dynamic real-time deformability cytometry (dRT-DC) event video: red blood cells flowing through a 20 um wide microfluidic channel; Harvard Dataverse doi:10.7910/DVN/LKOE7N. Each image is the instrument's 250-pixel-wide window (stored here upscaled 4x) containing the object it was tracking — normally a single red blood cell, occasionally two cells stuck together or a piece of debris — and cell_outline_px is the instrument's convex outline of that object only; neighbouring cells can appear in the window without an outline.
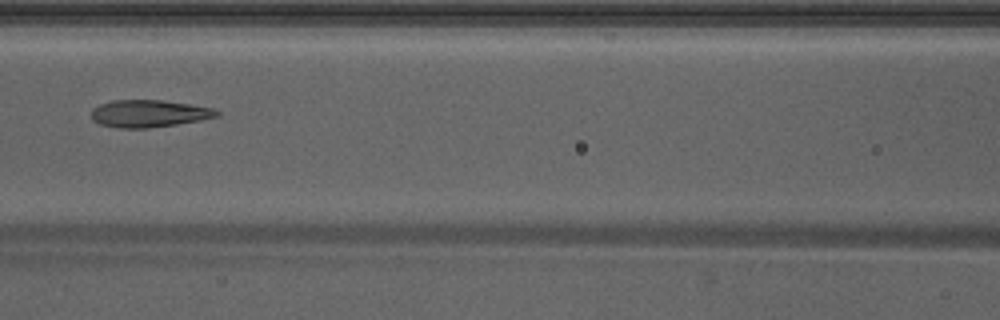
{"species": "Egyptian fruit bat (a non-hibernating species)", "species_latin": "Rousettus aegyptiacus", "temperature_condition": "warm", "stored_images_in_passage": 37, "camera_frame_rate_fps": 3000, "um_per_image_px": 0.085, "animal": {"sex": "male"}, "frame": {"image": 1, "passage_image": 11, "time_ms": 3.333, "image_size_px": [1000, 320], "cell_outline_px": [[220, 116], [200, 120], [176, 124], [148, 128], [120, 128], [100, 124], [92, 120], [92, 108], [100, 104], [112, 100], [160, 100], [188, 104], [212, 108], [220, 112]], "centroid_in_image_um": [12.64, 9.65], "position_along_channel_um": 154.0, "area_um2": 19.83}}
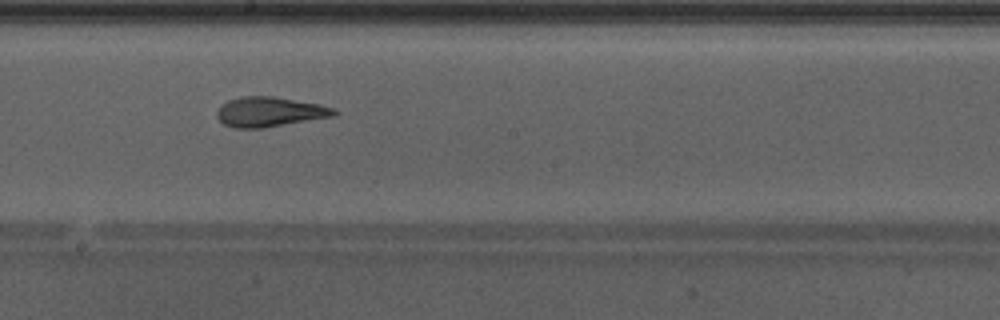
{"frame": {"image": 2, "passage_image": 16, "time_ms": 5.0, "image_size_px": [1000, 320], "cell_outline_px": [[340, 112], [336, 116], [264, 128], [232, 128], [224, 124], [216, 116], [216, 112], [220, 104], [228, 100], [240, 96], [276, 96], [320, 104], [332, 108]], "centroid_in_image_um": [22.92, 9.5], "position_along_channel_um": 225.3, "area_um2": 20.75}, "authors_computed_cell_mechanics": {"area_um2": 21.0392, "velocity_mm_per_s": 4.2908, "shape_relaxation_time_tau1_ms": 5.702, "shape_relaxation_time_tau2_ms": 1.6804, "deformation_change_tau1": 0.2034, "deformation_change_tau2": 0.1051}}